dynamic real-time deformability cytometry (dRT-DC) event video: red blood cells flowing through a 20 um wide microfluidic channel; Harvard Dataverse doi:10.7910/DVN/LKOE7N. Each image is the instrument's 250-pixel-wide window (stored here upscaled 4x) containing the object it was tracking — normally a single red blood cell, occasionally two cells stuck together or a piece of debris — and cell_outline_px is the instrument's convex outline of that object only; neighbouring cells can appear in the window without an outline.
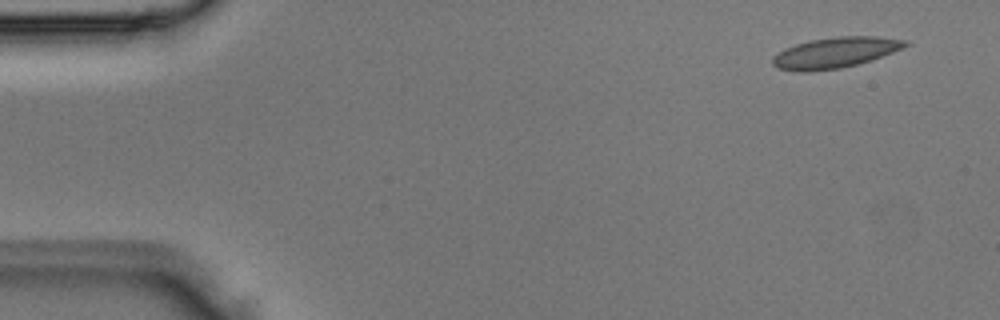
{"species": "Egyptian fruit bat (a non-hibernating species)", "species_latin": "Rousettus aegyptiacus", "temperature_condition": "room temperature", "stored_images_in_passage": 4, "camera_frame_rate_fps": 3000, "um_per_image_px": 0.085, "animal": {"sex": "male"}, "frame": {"image": 1, "passage_image": 1, "time_ms": 0.0, "image_size_px": [1000, 320], "cell_outline_px": [[912, 44], [904, 48], [872, 60], [840, 68], [808, 72], [800, 72], [780, 68], [772, 64], [772, 56], [784, 48], [796, 44], [812, 40], [840, 36], [876, 36], [908, 40]], "centroid_in_image_um": [71.03, 4.47], "position_along_channel_um": 14.0, "area_um2": 23.81}}
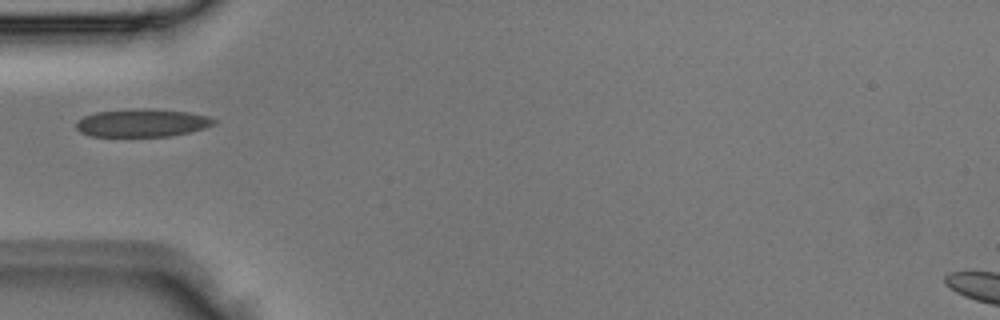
{"frame": {"image": 2, "passage_image": 4, "time_ms": 1.0, "image_size_px": [1000, 320], "cell_outline_px": [[216, 124], [204, 128], [188, 132], [168, 136], [88, 136], [80, 132], [76, 128], [76, 124], [84, 116], [96, 112], [132, 108], [144, 108], [188, 112], [208, 116], [216, 120]], "centroid_in_image_um": [12.07, 10.44], "position_along_channel_um": 72.9, "area_um2": 22.37}}